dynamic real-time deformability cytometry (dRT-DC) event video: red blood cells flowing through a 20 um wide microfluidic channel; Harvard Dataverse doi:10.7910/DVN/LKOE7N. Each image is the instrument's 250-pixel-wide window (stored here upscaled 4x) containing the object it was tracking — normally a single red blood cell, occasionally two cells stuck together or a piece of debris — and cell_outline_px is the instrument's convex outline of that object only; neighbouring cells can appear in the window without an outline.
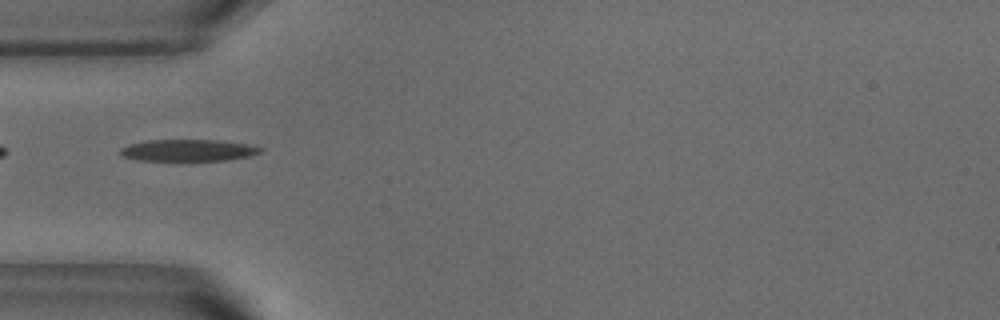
{"species": "common noctule bat (a hibernating species)", "species_latin": "Nyctalus noctula", "temperature_condition": "warm", "stored_images_in_passage": 37, "camera_frame_rate_fps": 3000, "um_per_image_px": 0.085, "animal": {"sex": "male", "body_mass_g": 18.8}, "frame": {"image": 1, "passage_image": 1, "time_ms": 0.0, "image_size_px": [1000, 320], "cell_outline_px": [[264, 148], [260, 152], [248, 156], [224, 160], [140, 160], [124, 156], [120, 152], [120, 148], [128, 144], [148, 140], [216, 140], [248, 144]], "centroid_in_image_um": [15.99, 12.76], "position_along_channel_um": 69.0, "area_um2": 17.46}}
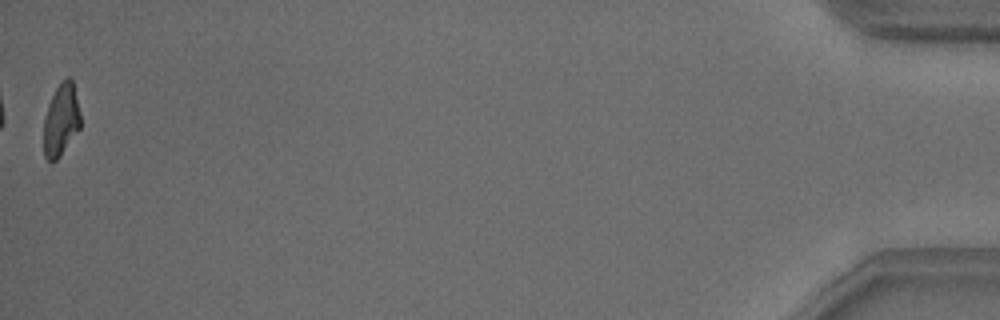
{"frame": {"image": 2, "passage_image": 37, "time_ms": 12.0, "image_size_px": [1000, 320], "cell_outline_px": [[80, 128], [60, 156], [56, 160], [48, 160], [44, 156], [44, 116], [48, 104], [60, 80], [68, 76], [72, 80], [80, 112]], "centroid_in_image_um": [5.19, 10.17], "position_along_channel_um": 430.0, "area_um2": 15.43}, "authors_computed_cell_mechanics": {"area_um2": 17.4556, "velocity_mm_per_s": 3.8366, "shape_relaxation_time_tau1_ms": 3.79, "shape_relaxation_time_tau2_ms": 1.8631, "deformation_change_tau1": 0.195, "deformation_change_tau2": 0.1073}}